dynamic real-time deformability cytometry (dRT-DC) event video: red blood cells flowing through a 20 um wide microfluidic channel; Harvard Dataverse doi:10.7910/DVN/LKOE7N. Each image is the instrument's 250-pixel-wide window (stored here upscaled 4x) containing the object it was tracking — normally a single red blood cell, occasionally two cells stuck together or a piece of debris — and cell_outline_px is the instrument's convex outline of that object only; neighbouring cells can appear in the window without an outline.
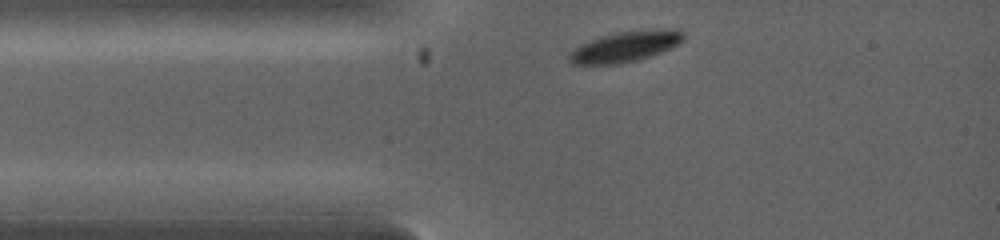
{"species": "common noctule bat (a hibernating species)", "species_latin": "Nyctalus noctula", "temperature_condition": "warm", "stored_images_in_passage": 2, "camera_frame_rate_fps": 5000, "um_per_image_px": 0.085, "animal": {"sex": "female", "body_mass_g": 19.0, "forearm_length_mm": 53.3}, "frame": {"image": 1, "passage_image": 1, "time_ms": 0.0, "image_size_px": [1000, 240], "cell_outline_px": [[684, 40], [660, 52], [636, 60], [620, 64], [572, 64], [568, 56], [580, 44], [600, 36], [620, 32], [660, 28], [684, 32]], "centroid_in_image_um": [53.13, 3.95], "position_along_channel_um": 31.9, "area_um2": 19.88}}